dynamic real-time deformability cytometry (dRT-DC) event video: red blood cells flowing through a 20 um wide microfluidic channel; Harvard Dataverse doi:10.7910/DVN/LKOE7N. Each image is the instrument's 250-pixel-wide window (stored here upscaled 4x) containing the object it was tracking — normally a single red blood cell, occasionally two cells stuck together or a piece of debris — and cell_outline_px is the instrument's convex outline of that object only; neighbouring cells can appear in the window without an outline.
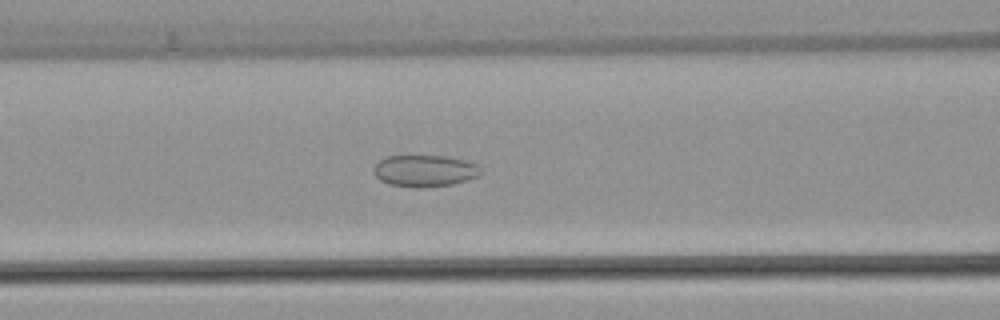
{"species": "common noctule bat (a hibernating species)", "species_latin": "Nyctalus noctula", "temperature_condition": "warm", "stored_images_in_passage": 46, "camera_frame_rate_fps": 3000, "um_per_image_px": 0.085, "animal": {"sex": "female", "body_mass_g": 22.7, "forearm_length_mm": 54.2}, "frame": {"image": 1, "passage_image": 15, "time_ms": 4.667, "image_size_px": [1000, 320], "cell_outline_px": [[484, 172], [476, 176], [452, 184], [420, 188], [416, 188], [388, 184], [380, 180], [372, 172], [372, 168], [384, 156], [448, 156], [464, 160], [476, 164]], "centroid_in_image_um": [36.06, 14.52], "position_along_channel_um": 130.5, "area_um2": 19.83}}
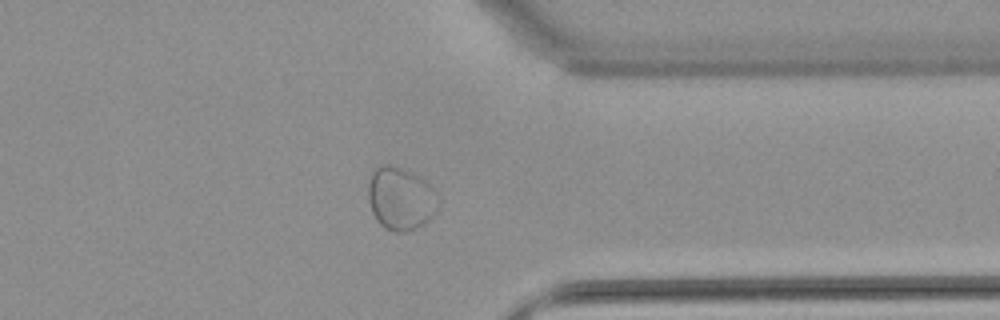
{"frame": {"image": 2, "passage_image": 35, "time_ms": 11.333, "image_size_px": [1000, 320], "cell_outline_px": [[436, 212], [424, 224], [416, 228], [404, 232], [392, 232], [384, 228], [376, 220], [372, 212], [368, 200], [368, 184], [372, 172], [380, 164], [392, 164], [420, 176], [436, 192]], "centroid_in_image_um": [34.01, 16.88], "position_along_channel_um": 377.4, "area_um2": 25.72}}
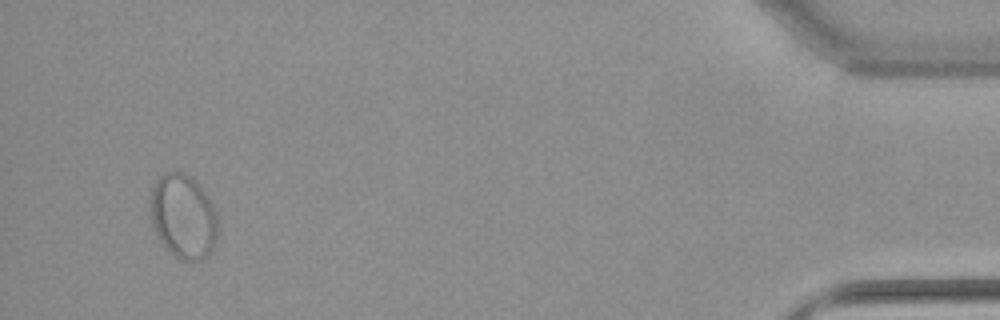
{"frame": {"image": 3, "passage_image": 44, "time_ms": 14.333, "image_size_px": [1000, 320], "cell_outline_px": [[216, 244], [212, 252], [208, 256], [200, 260], [180, 260], [160, 240], [152, 224], [148, 192], [156, 180], [160, 176], [168, 172], [184, 172], [192, 176], [208, 196], [216, 212]], "centroid_in_image_um": [15.56, 18.37], "position_along_channel_um": 419.6, "area_um2": 33.35}}